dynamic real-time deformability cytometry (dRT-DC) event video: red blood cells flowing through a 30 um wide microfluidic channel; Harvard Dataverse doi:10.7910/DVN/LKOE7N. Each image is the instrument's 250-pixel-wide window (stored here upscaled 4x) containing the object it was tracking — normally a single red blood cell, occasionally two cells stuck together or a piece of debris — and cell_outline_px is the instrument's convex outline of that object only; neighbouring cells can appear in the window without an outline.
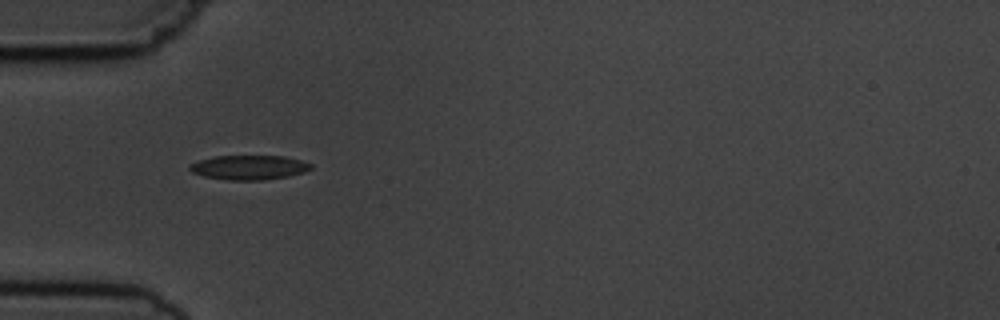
{"species": "common noctule bat (a hibernating species)", "species_latin": "Nyctalus noctula", "temperature_condition": "cold", "stored_images_in_passage": 2, "camera_frame_rate_fps": 3000, "um_per_image_px": 0.085, "animal": {"sex": "male", "body_mass_g": 19.5, "forearm_length_mm": 54.6}, "frame": {"image": 1, "passage_image": 1, "time_ms": 0.0, "image_size_px": [1000, 320], "cell_outline_px": [[312, 168], [304, 172], [288, 176], [264, 180], [228, 180], [204, 176], [192, 172], [188, 168], [188, 164], [200, 160], [216, 156], [284, 156], [300, 160], [312, 164]], "centroid_in_image_um": [21.16, 14.23], "position_along_channel_um": 63.8, "area_um2": 17.22}}
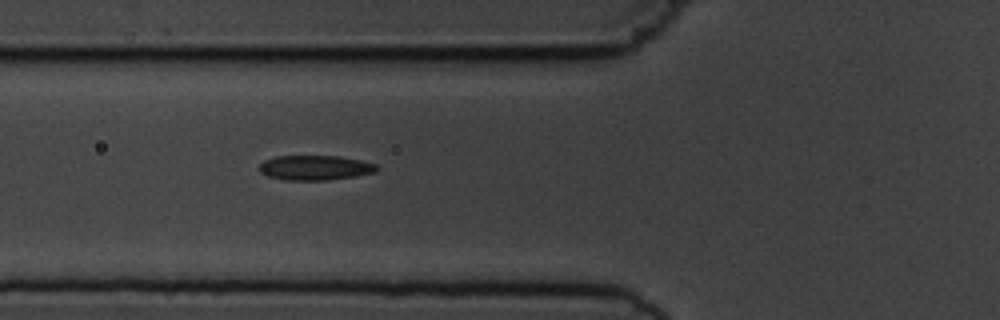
{"frame": {"image": 2, "passage_image": 2, "time_ms": 1.0, "image_size_px": [1000, 320], "cell_outline_px": [[380, 168], [376, 172], [356, 176], [328, 180], [284, 180], [268, 176], [260, 172], [260, 164], [264, 160], [276, 156], [340, 156], [360, 160], [376, 164]], "centroid_in_image_um": [26.8, 14.26], "position_along_channel_um": 99.0, "area_um2": 17.05}}